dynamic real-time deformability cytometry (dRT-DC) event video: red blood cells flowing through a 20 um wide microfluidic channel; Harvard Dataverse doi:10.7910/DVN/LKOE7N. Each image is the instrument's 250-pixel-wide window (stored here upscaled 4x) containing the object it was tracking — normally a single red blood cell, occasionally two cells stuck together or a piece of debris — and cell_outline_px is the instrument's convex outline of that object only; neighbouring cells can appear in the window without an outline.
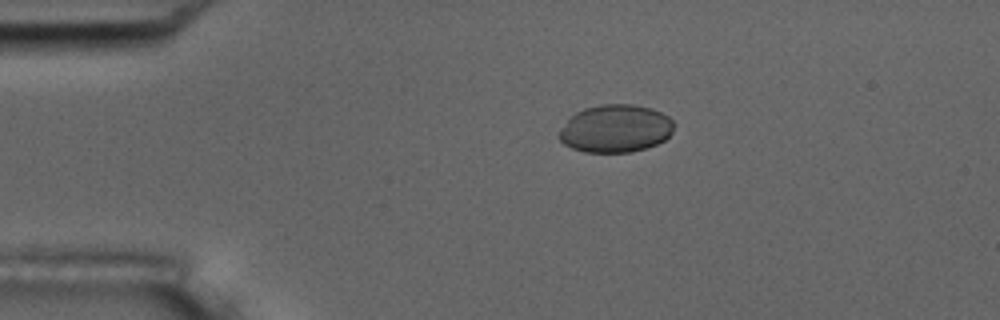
{"species": "common noctule bat (a hibernating species)", "species_latin": "Nyctalus noctula", "temperature_condition": "room temperature", "stored_images_in_passage": 4, "camera_frame_rate_fps": 3000, "um_per_image_px": 0.085, "animal": {"sex": "male", "body_mass_g": 17.5, "forearm_length_mm": 52.3}, "frame": {"image": 1, "passage_image": 1, "time_ms": 0.0, "image_size_px": [1000, 320], "cell_outline_px": [[676, 124], [672, 132], [664, 140], [656, 144], [632, 152], [584, 152], [572, 148], [564, 144], [556, 136], [568, 120], [576, 112], [584, 108], [600, 104], [632, 104], [652, 108], [668, 116]], "centroid_in_image_um": [52.33, 10.92], "position_along_channel_um": 32.7, "area_um2": 32.02}}